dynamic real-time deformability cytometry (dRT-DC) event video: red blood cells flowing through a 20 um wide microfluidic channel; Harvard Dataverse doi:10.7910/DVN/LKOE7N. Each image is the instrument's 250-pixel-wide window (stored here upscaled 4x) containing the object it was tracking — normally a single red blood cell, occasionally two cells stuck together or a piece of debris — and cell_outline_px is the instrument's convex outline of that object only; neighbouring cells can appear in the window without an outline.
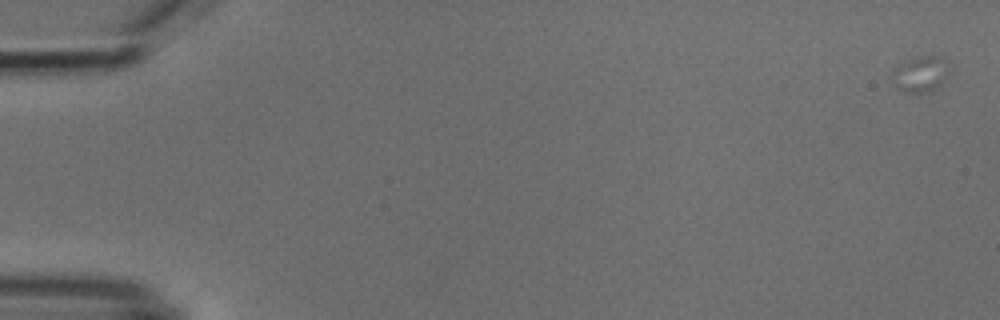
{"species": "common noctule bat (a hibernating species)", "species_latin": "Nyctalus noctula", "temperature_condition": "cold", "stored_images_in_passage": 6, "camera_frame_rate_fps": 3000, "um_per_image_px": 0.085, "animal": {"sex": "male", "body_mass_g": 18.8}, "frame": {"image": 1, "passage_image": 1, "time_ms": 0.0, "image_size_px": [1000, 320], "cell_outline_px": [[940, 84], [932, 92], [904, 92], [896, 88], [888, 76], [892, 68], [908, 60], [920, 56], [936, 56], [940, 60]], "centroid_in_image_um": [77.95, 6.36], "position_along_channel_um": 7.0, "area_um2": 10.98}}